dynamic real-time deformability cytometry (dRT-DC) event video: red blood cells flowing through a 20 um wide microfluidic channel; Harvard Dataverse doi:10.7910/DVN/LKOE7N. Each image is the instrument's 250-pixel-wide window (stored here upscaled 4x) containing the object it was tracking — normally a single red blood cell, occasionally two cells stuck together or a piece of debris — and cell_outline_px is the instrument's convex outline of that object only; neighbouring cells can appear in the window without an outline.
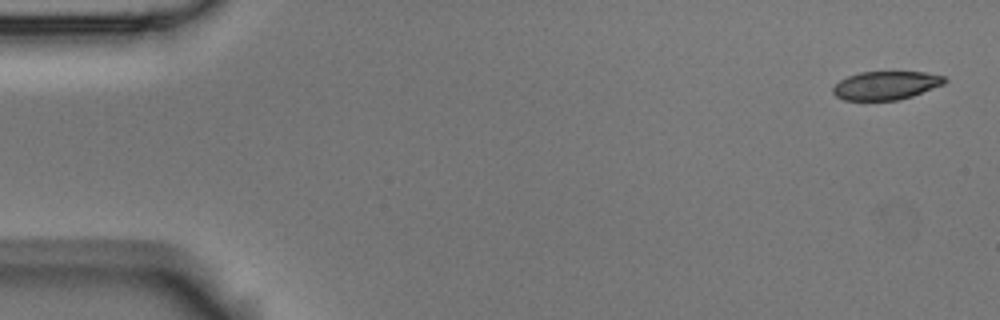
{"species": "Egyptian fruit bat (a non-hibernating species)", "species_latin": "Rousettus aegyptiacus", "temperature_condition": "room temperature", "stored_images_in_passage": 5, "camera_frame_rate_fps": 3000, "um_per_image_px": 0.085, "animal": {"sex": "male"}, "frame": {"image": 1, "passage_image": 1, "time_ms": 0.0, "image_size_px": [1000, 320], "cell_outline_px": [[948, 80], [944, 84], [912, 96], [896, 100], [844, 100], [836, 96], [832, 92], [832, 88], [840, 80], [848, 76], [860, 72], [924, 72], [944, 76]], "centroid_in_image_um": [75.3, 7.26], "position_along_channel_um": 9.7, "area_um2": 18.44}}